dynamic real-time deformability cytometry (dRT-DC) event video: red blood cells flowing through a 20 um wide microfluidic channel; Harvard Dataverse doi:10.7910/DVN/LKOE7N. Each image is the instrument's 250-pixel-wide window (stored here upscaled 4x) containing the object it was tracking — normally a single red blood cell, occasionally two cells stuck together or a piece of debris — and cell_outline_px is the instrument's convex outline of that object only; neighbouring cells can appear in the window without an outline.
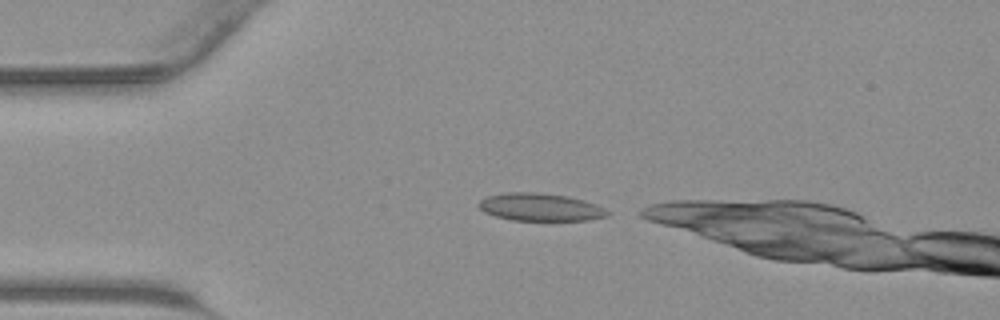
{"species": "common noctule bat (a hibernating species)", "species_latin": "Nyctalus noctula", "temperature_condition": "warm", "stored_images_in_passage": 10, "camera_frame_rate_fps": 3000, "um_per_image_px": 0.085, "animal": {"sex": "male", "body_mass_g": 23.1, "forearm_length_mm": 52.7}, "frame": {"image": 1, "passage_image": 1, "time_ms": 0.0, "image_size_px": [1000, 320], "cell_outline_px": [[612, 212], [608, 216], [588, 220], [512, 220], [496, 216], [484, 212], [480, 208], [480, 200], [488, 196], [504, 192], [536, 192], [568, 196], [584, 200], [596, 204]], "centroid_in_image_um": [45.97, 17.6], "position_along_channel_um": 39.0, "area_um2": 20.75}}
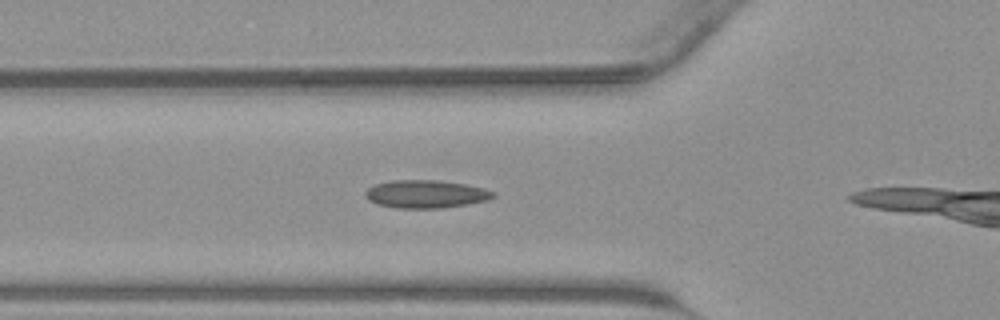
{"frame": {"image": 2, "passage_image": 6, "time_ms": 1.667, "image_size_px": [1000, 320], "cell_outline_px": [[496, 196], [488, 200], [468, 204], [444, 208], [396, 208], [376, 204], [368, 200], [364, 196], [364, 192], [368, 188], [376, 184], [388, 180], [436, 180], [464, 184], [484, 188], [496, 192]], "centroid_in_image_um": [36.18, 16.5], "position_along_channel_um": 89.6, "area_um2": 21.04}}
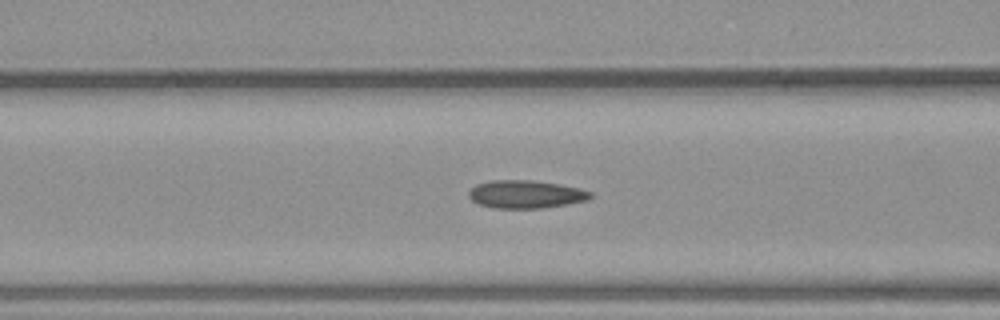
{"frame": {"image": 3, "passage_image": 8, "time_ms": 2.333, "image_size_px": [1000, 320], "cell_outline_px": [[592, 196], [588, 200], [568, 204], [544, 208], [496, 208], [480, 204], [472, 200], [468, 196], [468, 192], [476, 184], [492, 180], [532, 180], [580, 188], [592, 192]], "centroid_in_image_um": [44.7, 16.51], "position_along_channel_um": 121.9, "area_um2": 19.77}}